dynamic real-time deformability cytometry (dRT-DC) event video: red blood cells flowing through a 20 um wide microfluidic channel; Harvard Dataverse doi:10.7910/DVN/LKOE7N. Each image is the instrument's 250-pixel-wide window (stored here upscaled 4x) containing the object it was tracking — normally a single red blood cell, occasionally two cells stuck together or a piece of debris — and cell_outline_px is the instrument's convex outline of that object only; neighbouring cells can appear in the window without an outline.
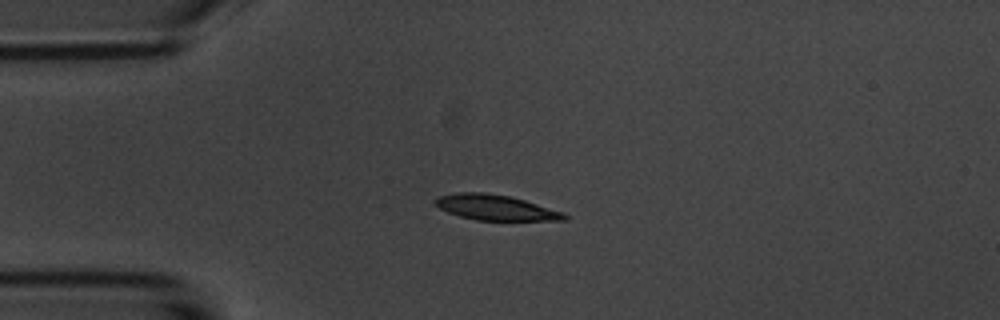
{"species": "common noctule bat (a hibernating species)", "species_latin": "Nyctalus noctula", "temperature_condition": "room temperature", "stored_images_in_passage": 4, "camera_frame_rate_fps": 3000, "um_per_image_px": 0.085, "animal": {"sex": "male", "body_mass_g": 20.1, "forearm_length_mm": 53.5}, "frame": {"image": 1, "passage_image": 3, "time_ms": 3.0, "image_size_px": [1000, 320], "cell_outline_px": [[568, 220], [476, 220], [460, 216], [448, 212], [440, 208], [432, 200], [436, 196], [460, 192], [484, 192], [512, 196], [564, 212], [568, 216]], "centroid_in_image_um": [42.12, 17.63], "position_along_channel_um": 42.9, "area_um2": 19.19}}